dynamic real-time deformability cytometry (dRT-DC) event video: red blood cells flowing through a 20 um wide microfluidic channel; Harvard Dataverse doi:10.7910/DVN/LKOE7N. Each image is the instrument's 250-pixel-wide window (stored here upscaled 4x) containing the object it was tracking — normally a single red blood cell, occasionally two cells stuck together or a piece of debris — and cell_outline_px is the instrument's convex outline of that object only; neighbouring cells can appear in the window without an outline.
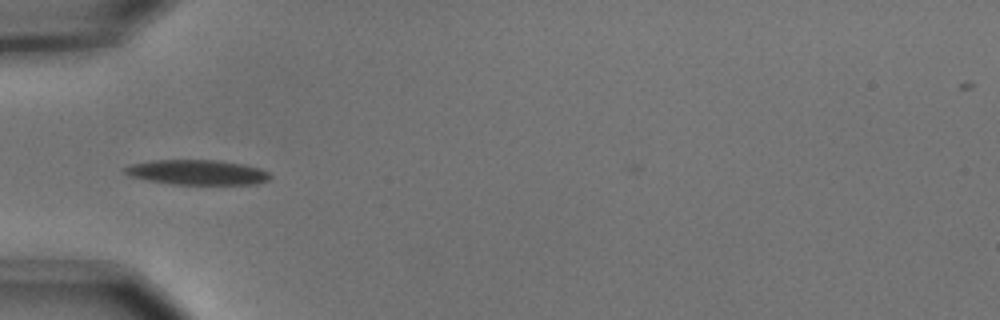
{"species": "common noctule bat (a hibernating species)", "species_latin": "Nyctalus noctula", "temperature_condition": "cold", "stored_images_in_passage": 3, "camera_frame_rate_fps": 3000, "um_per_image_px": 0.085, "animal": {"sex": "male", "body_mass_g": 15.6}, "frame": {"image": 1, "passage_image": 2, "time_ms": 0.333, "image_size_px": [1000, 320], "cell_outline_px": [[272, 176], [268, 180], [256, 184], [172, 184], [148, 180], [128, 176], [120, 168], [128, 164], [152, 160], [220, 160], [244, 164], [260, 168], [268, 172]], "centroid_in_image_um": [16.72, 14.64], "position_along_channel_um": 68.3, "area_um2": 21.39}}
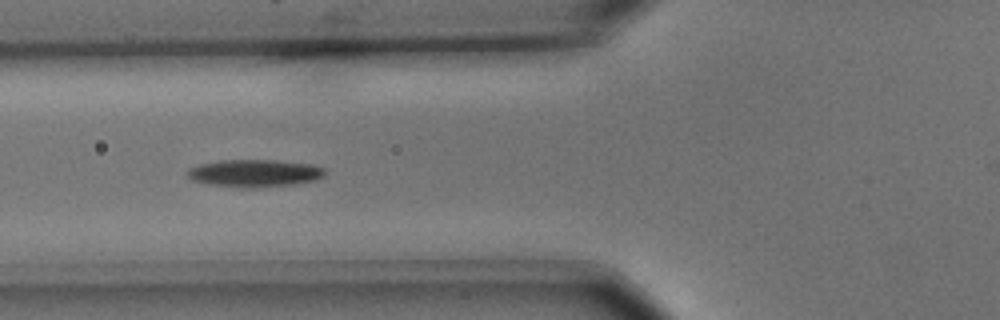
{"frame": {"image": 2, "passage_image": 3, "time_ms": 0.667, "image_size_px": [1000, 320], "cell_outline_px": [[328, 172], [324, 176], [316, 180], [292, 184], [252, 188], [240, 188], [208, 184], [192, 180], [188, 176], [188, 168], [200, 164], [220, 160], [280, 160], [312, 164], [324, 168]], "centroid_in_image_um": [21.67, 14.72], "position_along_channel_um": 104.1, "area_um2": 22.2}}